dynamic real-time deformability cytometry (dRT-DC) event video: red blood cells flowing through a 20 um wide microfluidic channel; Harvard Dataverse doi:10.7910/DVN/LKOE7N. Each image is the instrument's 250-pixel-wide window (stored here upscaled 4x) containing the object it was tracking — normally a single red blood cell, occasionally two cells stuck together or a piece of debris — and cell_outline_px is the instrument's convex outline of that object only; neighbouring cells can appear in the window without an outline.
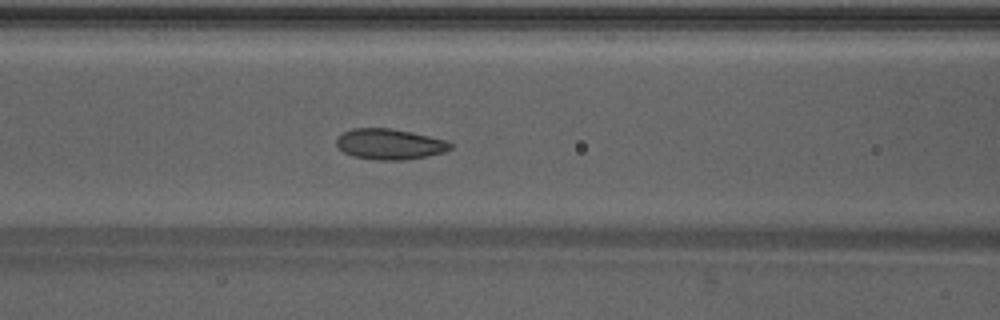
{"species": "Egyptian fruit bat (a non-hibernating species)", "species_latin": "Rousettus aegyptiacus", "temperature_condition": "warm", "stored_images_in_passage": 40, "camera_frame_rate_fps": 3000, "um_per_image_px": 0.085, "animal": {"sex": "male"}, "frame": {"image": 1, "passage_image": 22, "time_ms": 7.0, "image_size_px": [1000, 320], "cell_outline_px": [[452, 148], [444, 152], [428, 156], [404, 160], [376, 160], [352, 156], [344, 152], [336, 144], [336, 140], [344, 132], [352, 128], [392, 128], [412, 132], [448, 140], [452, 144]], "centroid_in_image_um": [33.15, 12.25], "position_along_channel_um": 133.4, "area_um2": 20.46}}
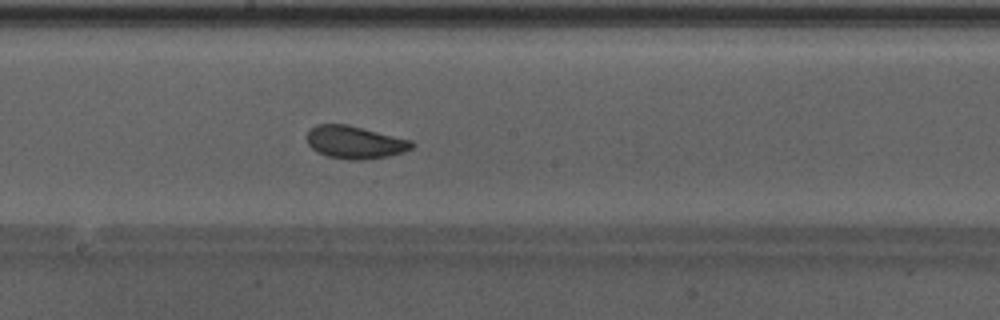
{"frame": {"image": 2, "passage_image": 28, "time_ms": 9.0, "image_size_px": [1000, 320], "cell_outline_px": [[416, 144], [412, 148], [404, 152], [388, 156], [364, 160], [348, 160], [328, 156], [316, 152], [308, 144], [308, 132], [316, 124], [348, 124], [412, 140]], "centroid_in_image_um": [30.2, 12.1], "position_along_channel_um": 218.0, "area_um2": 20.11}}
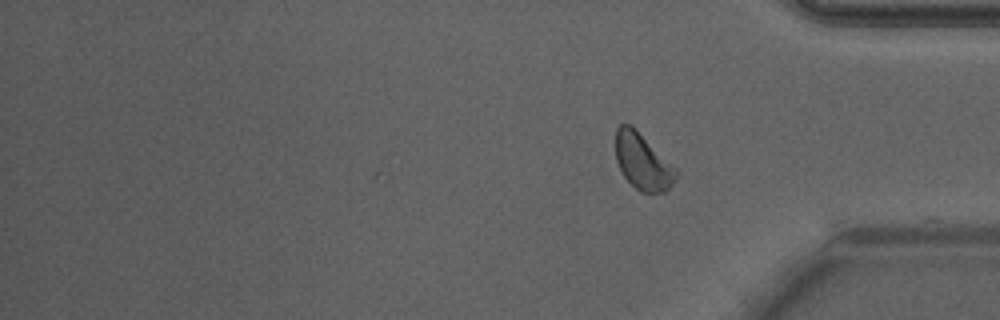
{"frame": {"image": 3, "passage_image": 40, "time_ms": 13.0, "image_size_px": [1000, 320], "cell_outline_px": [[680, 172], [672, 184], [664, 192], [640, 192], [624, 176], [616, 160], [616, 128], [620, 124], [632, 124]], "centroid_in_image_um": [54.64, 13.72], "position_along_channel_um": 380.6, "area_um2": 19.71}, "authors_computed_cell_mechanics": {"area_um2": 21.0103, "velocity_mm_per_s": 4.2414, "shape_relaxation_time_tau1_ms": 1.9439, "shape_relaxation_time_tau2_ms": 1.994, "deformation_change_tau1": 0.0719, "deformation_change_tau2": 0.0874}}